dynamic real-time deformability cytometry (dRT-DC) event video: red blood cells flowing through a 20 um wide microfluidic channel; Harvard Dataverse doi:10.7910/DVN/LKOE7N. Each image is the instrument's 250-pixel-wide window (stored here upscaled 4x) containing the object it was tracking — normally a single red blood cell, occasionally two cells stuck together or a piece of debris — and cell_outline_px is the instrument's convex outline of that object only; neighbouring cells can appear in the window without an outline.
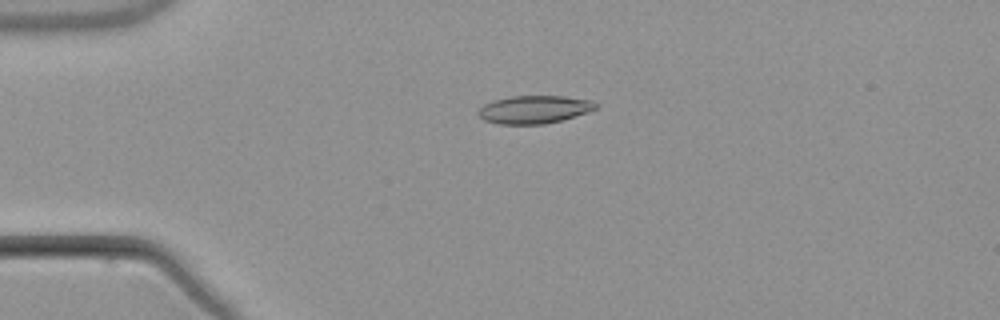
{"species": "common noctule bat (a hibernating species)", "species_latin": "Nyctalus noctula", "temperature_condition": "warm", "stored_images_in_passage": 3, "camera_frame_rate_fps": 3000, "um_per_image_px": 0.085, "animal": {"sex": "male", "body_mass_g": 21.5, "forearm_length_mm": 52.0}, "frame": {"image": 1, "passage_image": 2, "time_ms": 3.333, "image_size_px": [1000, 320], "cell_outline_px": [[596, 108], [588, 112], [560, 120], [544, 124], [500, 124], [484, 120], [476, 112], [484, 104], [492, 100], [512, 96], [564, 96], [592, 100], [596, 104]], "centroid_in_image_um": [45.38, 9.3], "position_along_channel_um": 39.6, "area_um2": 19.02}}